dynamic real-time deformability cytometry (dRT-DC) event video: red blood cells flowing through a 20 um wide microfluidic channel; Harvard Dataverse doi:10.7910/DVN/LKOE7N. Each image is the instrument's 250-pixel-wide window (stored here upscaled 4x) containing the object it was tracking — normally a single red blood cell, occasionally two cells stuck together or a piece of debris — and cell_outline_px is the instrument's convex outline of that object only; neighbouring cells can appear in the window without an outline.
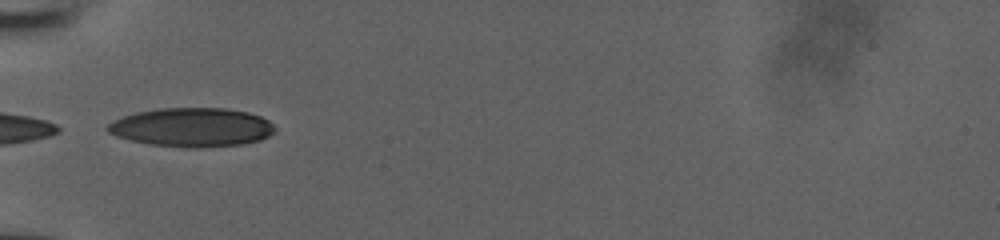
{"species": "human", "species_latin": "Homo sapiens", "temperature_condition": "room temperature", "stored_images_in_passage": 13, "camera_frame_rate_fps": 3000, "um_per_image_px": 0.085, "donor": {"sex": "male"}, "frame": {"image": 1, "passage_image": 1, "time_ms": 0.0, "image_size_px": [1000, 240], "cell_outline_px": [[276, 128], [268, 136], [260, 140], [240, 144], [196, 148], [188, 148], [152, 144], [132, 140], [116, 136], [108, 132], [104, 128], [112, 120], [136, 112], [160, 108], [228, 108], [248, 112], [260, 116], [268, 120]], "centroid_in_image_um": [16.29, 10.81], "position_along_channel_um": 68.7, "area_um2": 37.86}}
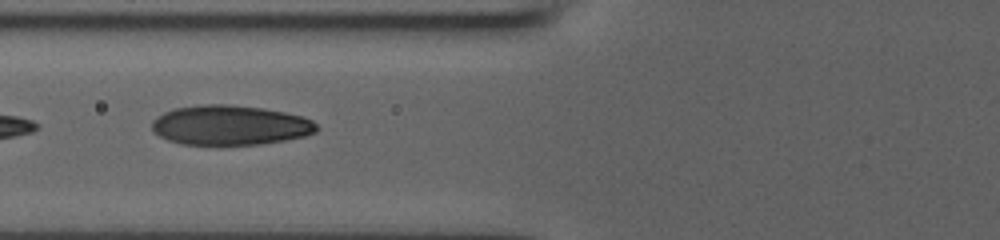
{"frame": {"image": 2, "passage_image": 4, "time_ms": 1.0, "image_size_px": [1000, 240], "cell_outline_px": [[320, 128], [316, 132], [304, 136], [284, 140], [260, 144], [180, 144], [168, 140], [152, 132], [152, 120], [156, 116], [164, 112], [176, 108], [200, 104], [228, 104], [264, 108], [304, 116], [312, 120]], "centroid_in_image_um": [19.55, 10.63], "position_along_channel_um": 106.2, "area_um2": 38.32}}
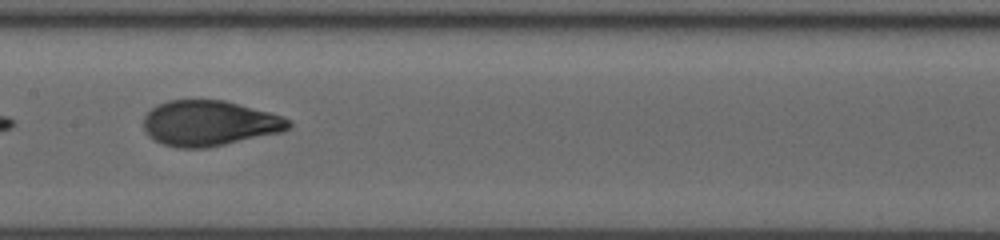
{"frame": {"image": 3, "passage_image": 10, "time_ms": 3.0, "image_size_px": [1000, 240], "cell_outline_px": [[292, 124], [284, 132], [208, 148], [180, 148], [164, 144], [148, 136], [144, 128], [144, 116], [156, 104], [168, 100], [224, 100], [268, 112], [292, 120]], "centroid_in_image_um": [17.8, 10.48], "position_along_channel_um": 189.6, "area_um2": 38.44}}